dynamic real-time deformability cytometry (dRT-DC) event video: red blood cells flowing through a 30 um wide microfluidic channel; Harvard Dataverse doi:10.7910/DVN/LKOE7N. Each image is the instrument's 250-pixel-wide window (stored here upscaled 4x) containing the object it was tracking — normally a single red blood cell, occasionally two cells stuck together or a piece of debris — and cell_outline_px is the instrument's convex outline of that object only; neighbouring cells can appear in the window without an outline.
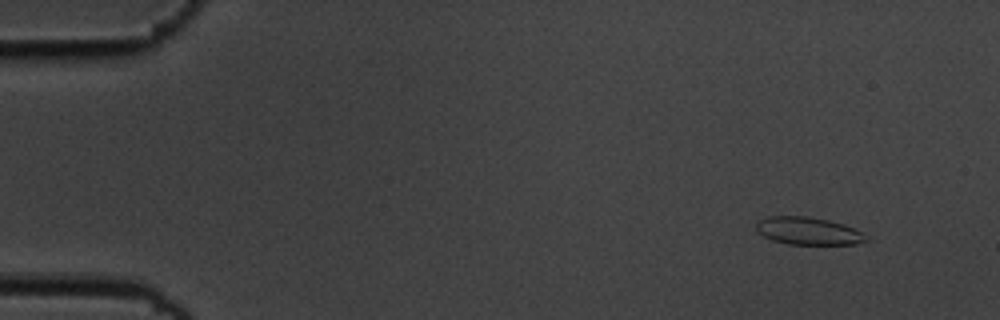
{"species": "common noctule bat (a hibernating species)", "species_latin": "Nyctalus noctula", "temperature_condition": "cold", "stored_images_in_passage": 8, "camera_frame_rate_fps": 3000, "um_per_image_px": 0.085, "animal": {"sex": "male", "body_mass_g": 19.5, "forearm_length_mm": 54.6}, "frame": {"image": 1, "passage_image": 2, "time_ms": 0.333, "image_size_px": [1000, 320], "cell_outline_px": [[868, 240], [856, 244], [788, 244], [772, 240], [756, 232], [756, 224], [760, 220], [768, 216], [808, 216], [828, 220], [844, 224], [860, 232]], "centroid_in_image_um": [68.64, 19.63], "position_along_channel_um": 16.4, "area_um2": 17.51}}
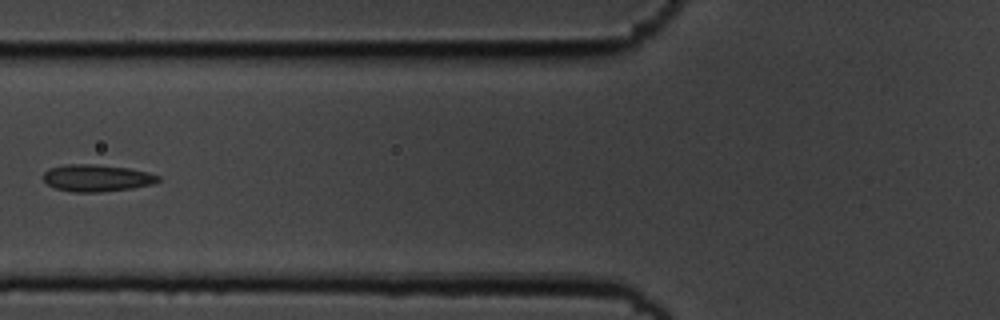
{"frame": {"image": 2, "passage_image": 7, "time_ms": 2.0, "image_size_px": [1000, 320], "cell_outline_px": [[160, 180], [152, 184], [132, 188], [100, 192], [72, 192], [56, 188], [48, 184], [40, 176], [48, 168], [64, 164], [92, 164], [128, 168], [148, 172], [160, 176]], "centroid_in_image_um": [8.18, 15.12], "position_along_channel_um": 117.6, "area_um2": 18.15}}
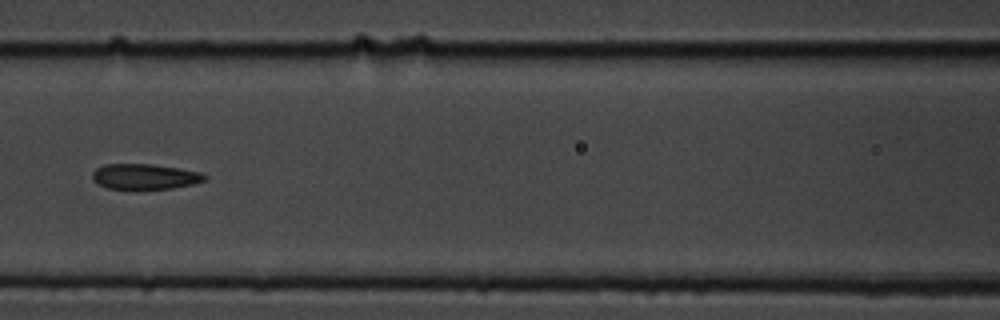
{"frame": {"image": 3, "passage_image": 8, "time_ms": 2.333, "image_size_px": [1000, 320], "cell_outline_px": [[208, 176], [204, 180], [192, 184], [172, 188], [108, 188], [92, 180], [92, 172], [96, 168], [104, 164], [152, 164], [180, 168], [200, 172]], "centroid_in_image_um": [12.3, 14.98], "position_along_channel_um": 154.3, "area_um2": 16.42}}